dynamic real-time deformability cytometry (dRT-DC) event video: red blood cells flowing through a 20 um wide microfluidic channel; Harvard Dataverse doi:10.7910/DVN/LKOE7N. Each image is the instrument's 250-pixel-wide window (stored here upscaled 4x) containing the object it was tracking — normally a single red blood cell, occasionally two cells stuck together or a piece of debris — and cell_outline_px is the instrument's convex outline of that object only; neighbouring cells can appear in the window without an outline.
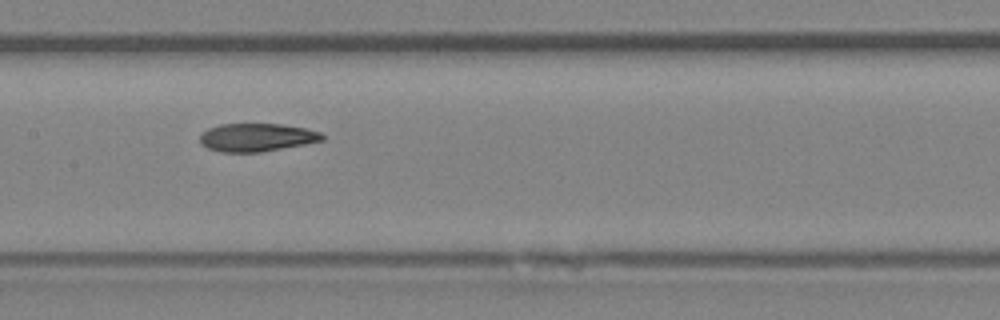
{"species": "Egyptian fruit bat (a non-hibernating species)", "species_latin": "Rousettus aegyptiacus", "temperature_condition": "room temperature", "stored_images_in_passage": 28, "camera_frame_rate_fps": 3000, "um_per_image_px": 0.085, "animal": {"sex": "female"}, "frame": {"image": 1, "passage_image": 9, "time_ms": 2.667, "image_size_px": [1000, 320], "cell_outline_px": [[324, 140], [304, 144], [260, 152], [220, 152], [208, 148], [200, 144], [200, 136], [208, 128], [220, 124], [280, 124], [304, 128], [320, 132], [324, 136]], "centroid_in_image_um": [21.8, 11.68], "position_along_channel_um": 185.6, "area_um2": 19.88}}